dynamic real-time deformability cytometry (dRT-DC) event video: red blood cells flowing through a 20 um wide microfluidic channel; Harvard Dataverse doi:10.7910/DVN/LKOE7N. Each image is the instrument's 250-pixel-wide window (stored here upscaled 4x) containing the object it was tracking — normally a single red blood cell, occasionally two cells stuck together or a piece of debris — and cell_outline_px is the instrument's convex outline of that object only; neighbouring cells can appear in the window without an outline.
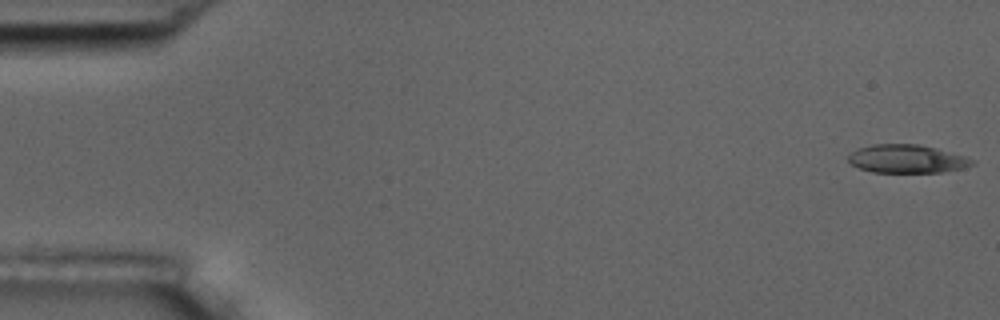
{"species": "common noctule bat (a hibernating species)", "species_latin": "Nyctalus noctula", "temperature_condition": "room temperature", "stored_images_in_passage": 55, "camera_frame_rate_fps": 3000, "um_per_image_px": 0.085, "animal": {"sex": "male", "body_mass_g": 17.5, "forearm_length_mm": 52.3}, "frame": {"image": 1, "passage_image": 1, "time_ms": 0.0, "image_size_px": [1000, 320], "cell_outline_px": [[976, 164], [960, 168], [940, 172], [872, 172], [860, 168], [852, 164], [848, 160], [848, 156], [856, 148], [872, 144], [916, 144], [936, 148], [964, 156], [976, 160]], "centroid_in_image_um": [77.07, 13.49], "position_along_channel_um": 7.9, "area_um2": 20.29}}
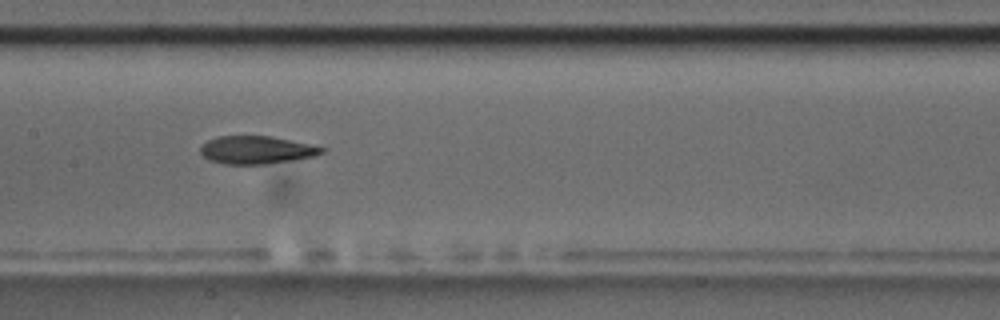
{"frame": {"image": 2, "passage_image": 27, "time_ms": 8.667, "image_size_px": [1000, 320], "cell_outline_px": [[328, 148], [324, 152], [312, 156], [292, 160], [264, 164], [224, 164], [208, 160], [200, 152], [200, 148], [208, 140], [220, 136], [272, 136], [312, 144]], "centroid_in_image_um": [21.83, 12.74], "position_along_channel_um": 185.6, "area_um2": 19.71}}
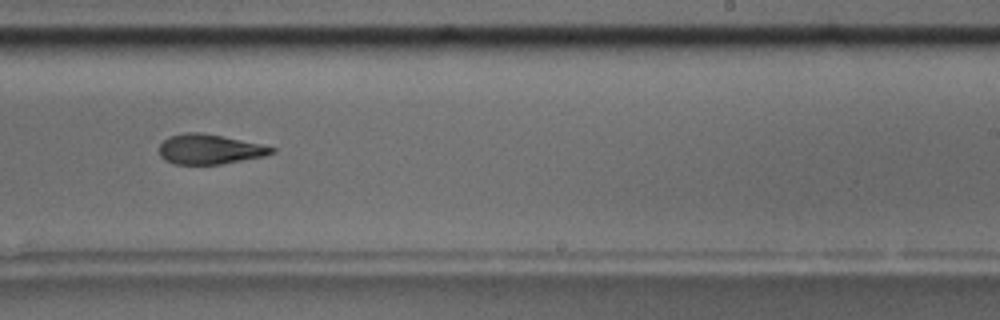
{"frame": {"image": 3, "passage_image": 34, "time_ms": 11.0, "image_size_px": [1000, 320], "cell_outline_px": [[276, 152], [264, 156], [220, 164], [176, 164], [164, 160], [160, 156], [160, 144], [168, 136], [184, 132], [200, 132], [260, 144], [276, 148]], "centroid_in_image_um": [17.79, 12.68], "position_along_channel_um": 271.2, "area_um2": 19.42}, "authors_computed_cell_mechanics": {"area_um2": 20.2878, "velocity_mm_per_s": 3.6793, "shape_relaxation_time_tau1_ms": 5.3108, "shape_relaxation_time_tau2_ms": 5.9792, "deformation_change_tau1": 0.1715, "deformation_change_tau2": 0.1405}}